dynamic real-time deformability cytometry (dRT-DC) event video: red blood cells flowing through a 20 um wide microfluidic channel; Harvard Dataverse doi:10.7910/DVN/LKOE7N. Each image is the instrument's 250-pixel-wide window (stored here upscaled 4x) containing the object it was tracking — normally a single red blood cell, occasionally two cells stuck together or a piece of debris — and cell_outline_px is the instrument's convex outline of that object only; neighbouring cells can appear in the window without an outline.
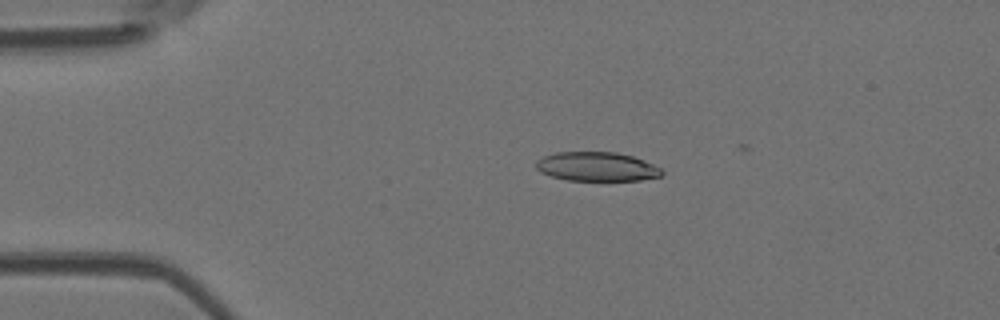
{"species": "Egyptian fruit bat (a non-hibernating species)", "species_latin": "Rousettus aegyptiacus", "temperature_condition": "room temperature", "stored_images_in_passage": 51, "camera_frame_rate_fps": 3000, "um_per_image_px": 0.085, "animal": {"sex": "female"}, "frame": {"image": 1, "passage_image": 10, "time_ms": 3.0, "image_size_px": [1000, 320], "cell_outline_px": [[664, 172], [660, 176], [640, 180], [568, 180], [552, 176], [540, 172], [536, 168], [536, 160], [544, 156], [556, 152], [616, 152], [632, 156], [644, 160], [660, 168]], "centroid_in_image_um": [50.71, 14.15], "position_along_channel_um": 34.3, "area_um2": 21.21}}
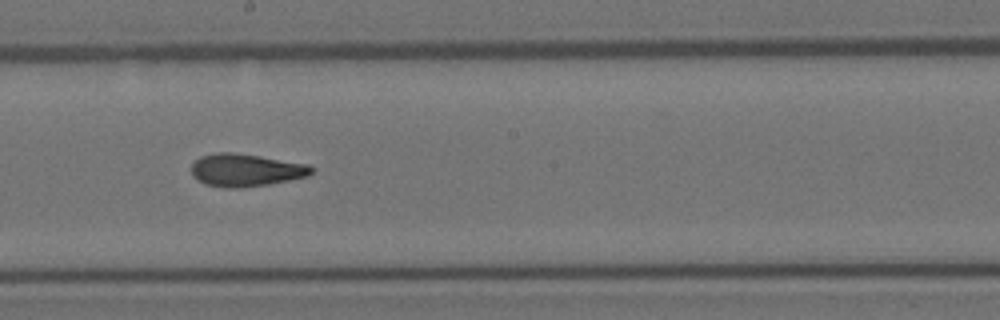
{"frame": {"image": 2, "passage_image": 28, "time_ms": 9.0, "image_size_px": [1000, 320], "cell_outline_px": [[316, 168], [308, 176], [268, 184], [240, 188], [224, 188], [204, 184], [192, 176], [192, 164], [200, 156], [216, 152], [232, 152], [260, 156], [308, 164]], "centroid_in_image_um": [20.88, 14.46], "position_along_channel_um": 227.3, "area_um2": 22.95}}
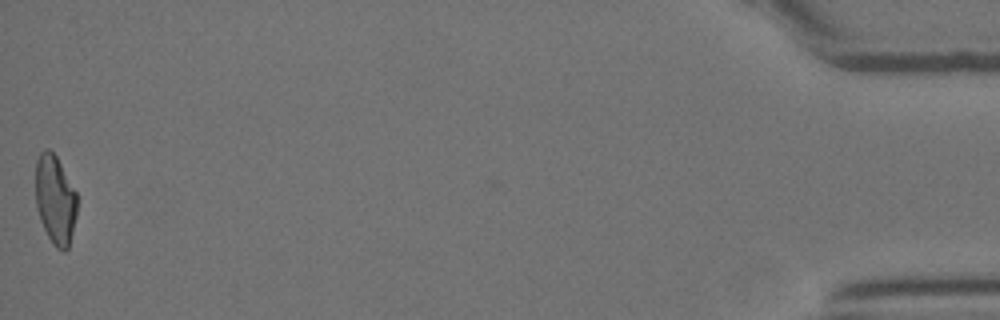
{"frame": {"image": 3, "passage_image": 51, "time_ms": 16.667, "image_size_px": [1000, 320], "cell_outline_px": [[76, 216], [68, 248], [64, 252], [56, 248], [52, 244], [40, 220], [36, 204], [36, 160], [40, 152], [44, 148], [48, 148], [56, 156], [76, 192]], "centroid_in_image_um": [4.68, 16.97], "position_along_channel_um": 430.5, "area_um2": 21.39}, "authors_computed_cell_mechanics": {"area_um2": 22.3686, "velocity_mm_per_s": 3.9239, "shape_relaxation_time_tau1_ms": 9.1026, "shape_relaxation_time_tau2_ms": 2.614, "deformation_change_tau1": 0.2447, "deformation_change_tau2": 0.1135}}